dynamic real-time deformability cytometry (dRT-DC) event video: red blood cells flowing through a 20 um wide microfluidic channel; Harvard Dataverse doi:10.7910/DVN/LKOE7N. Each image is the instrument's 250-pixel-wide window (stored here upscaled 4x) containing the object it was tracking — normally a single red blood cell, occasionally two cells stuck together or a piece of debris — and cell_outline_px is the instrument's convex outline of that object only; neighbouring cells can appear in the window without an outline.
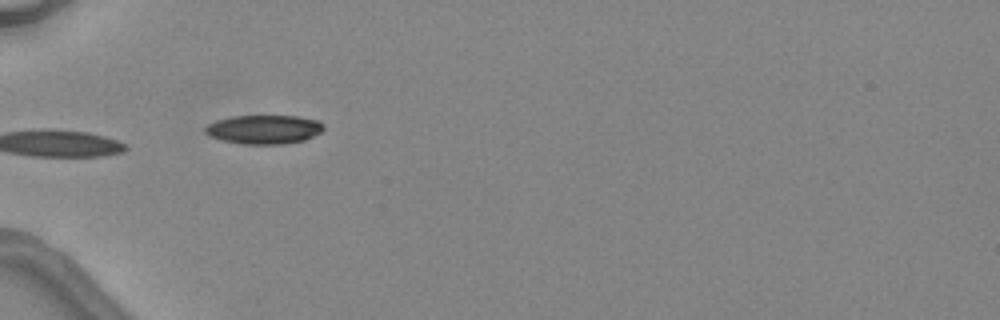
{"species": "common noctule bat (a hibernating species)", "species_latin": "Nyctalus noctula", "temperature_condition": "warm", "stored_images_in_passage": 6, "camera_frame_rate_fps": 3000, "um_per_image_px": 0.085, "animal": {"sex": "female", "body_mass_g": 24.6, "forearm_length_mm": 56.2}, "frame": {"image": 1, "passage_image": 5, "time_ms": 4.667, "image_size_px": [1000, 320], "cell_outline_px": [[324, 128], [320, 132], [304, 140], [284, 144], [244, 144], [224, 140], [208, 136], [204, 132], [204, 128], [208, 124], [216, 120], [232, 116], [296, 116], [320, 120], [324, 124]], "centroid_in_image_um": [22.44, 10.99], "position_along_channel_um": 62.6, "area_um2": 20.0}}